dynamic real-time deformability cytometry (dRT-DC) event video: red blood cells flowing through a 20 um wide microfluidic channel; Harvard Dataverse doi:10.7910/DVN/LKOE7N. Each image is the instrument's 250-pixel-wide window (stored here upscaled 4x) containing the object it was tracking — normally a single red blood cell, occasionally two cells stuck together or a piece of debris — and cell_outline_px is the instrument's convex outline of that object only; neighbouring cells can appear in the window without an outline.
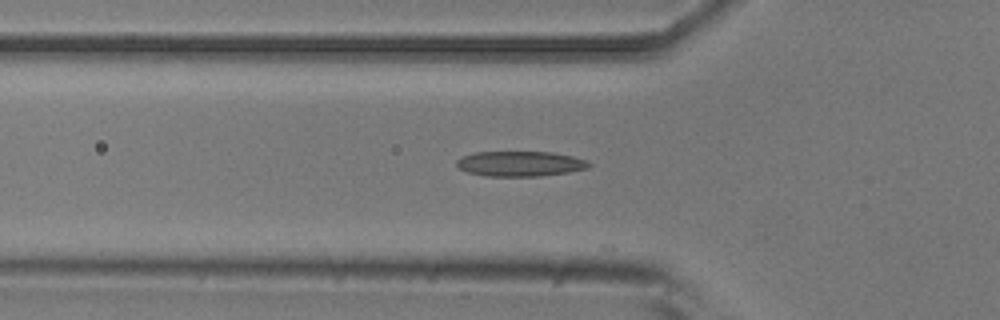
{"species": "common noctule bat (a hibernating species)", "species_latin": "Nyctalus noctula", "temperature_condition": "room temperature", "stored_images_in_passage": 38, "segment_of_instrument_passage": [1, 2], "camera_frame_rate_fps": 3000, "um_per_image_px": 0.085, "animal": {"sex": "male", "body_mass_g": 20.5, "forearm_length_mm": 52.5}, "frame": {"image": 1, "passage_image": 3, "time_ms": 0.667, "image_size_px": [1000, 320], "cell_outline_px": [[592, 164], [588, 168], [568, 172], [540, 176], [484, 176], [468, 172], [460, 168], [456, 164], [456, 160], [464, 156], [476, 152], [552, 152], [572, 156], [584, 160]], "centroid_in_image_um": [44.21, 13.92], "position_along_channel_um": 81.6, "area_um2": 19.25}}
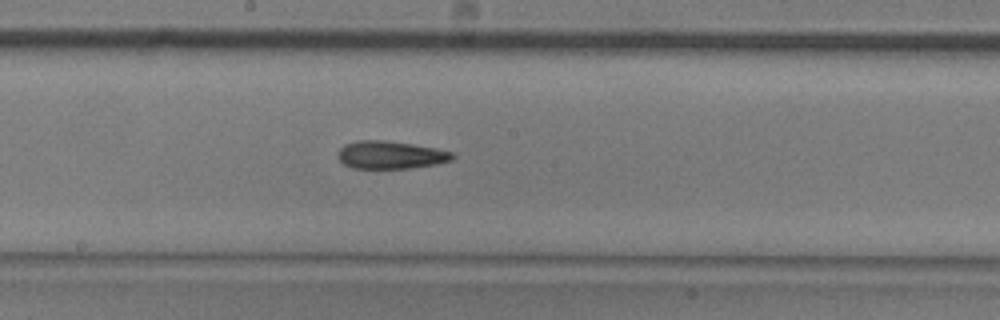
{"frame": {"image": 2, "passage_image": 13, "time_ms": 4.0, "image_size_px": [1000, 320], "cell_outline_px": [[456, 156], [452, 160], [436, 164], [412, 168], [352, 168], [344, 164], [340, 160], [340, 148], [344, 144], [356, 140], [388, 140], [436, 148], [452, 152]], "centroid_in_image_um": [33.23, 13.16], "position_along_channel_um": 215.0, "area_um2": 18.55}}
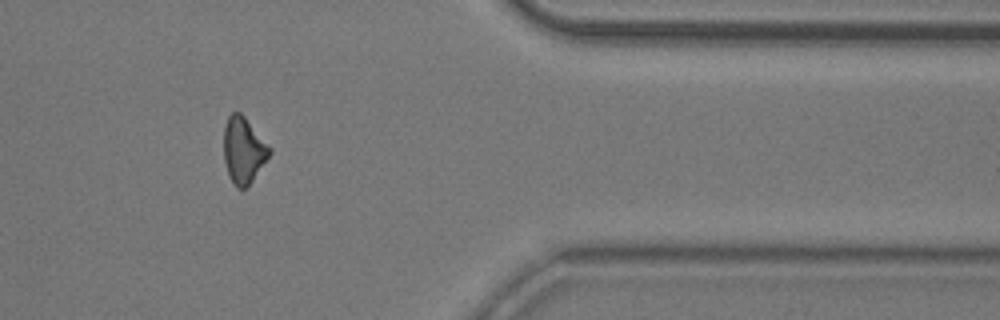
{"frame": {"image": 3, "passage_image": 28, "time_ms": 9.0, "image_size_px": [1000, 320], "cell_outline_px": [[272, 152], [252, 180], [244, 188], [236, 188], [228, 176], [224, 160], [224, 124], [228, 116], [232, 112], [240, 112], [244, 116], [272, 148]], "centroid_in_image_um": [20.69, 12.75], "position_along_channel_um": 390.7, "area_um2": 17.63}}